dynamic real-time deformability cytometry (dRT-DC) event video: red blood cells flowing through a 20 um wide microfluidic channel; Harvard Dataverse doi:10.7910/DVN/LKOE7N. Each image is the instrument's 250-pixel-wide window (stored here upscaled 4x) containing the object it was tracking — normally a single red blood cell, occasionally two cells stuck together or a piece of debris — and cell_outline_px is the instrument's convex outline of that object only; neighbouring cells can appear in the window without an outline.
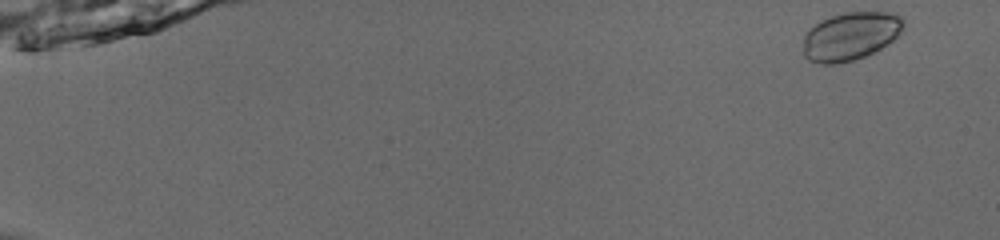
{"species": "common noctule bat (a hibernating species)", "species_latin": "Nyctalus noctula", "temperature_condition": "room temperature", "stored_images_in_passage": 52, "camera_frame_rate_fps": 3000, "um_per_image_px": 0.085, "animal": {"sex": "male", "body_mass_g": 13.0, "forearm_length_mm": 53.1}, "frame": {"image": 1, "passage_image": 1, "time_ms": 0.0, "image_size_px": [1000, 240], "cell_outline_px": [[904, 28], [892, 40], [880, 48], [864, 56], [852, 60], [836, 64], [820, 64], [808, 60], [804, 56], [804, 32], [808, 28], [820, 20], [832, 16], [848, 12], [896, 12], [904, 16]], "centroid_in_image_um": [72.28, 3.05], "position_along_channel_um": 12.7, "area_um2": 28.32}}
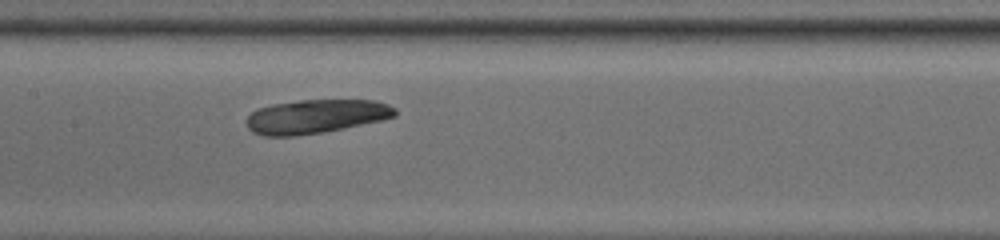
{"frame": {"image": 2, "passage_image": 27, "time_ms": 8.667, "image_size_px": [1000, 240], "cell_outline_px": [[396, 116], [380, 120], [344, 128], [324, 132], [292, 136], [264, 136], [252, 132], [248, 128], [248, 116], [256, 108], [272, 104], [300, 100], [376, 100], [388, 104], [396, 108]], "centroid_in_image_um": [26.84, 9.89], "position_along_channel_um": 180.6, "area_um2": 29.3}}
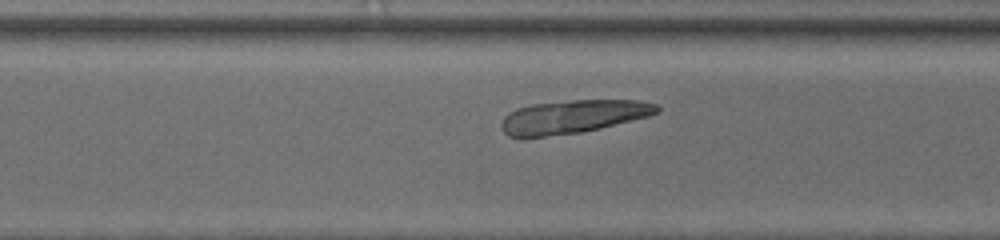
{"frame": {"image": 3, "passage_image": 38, "time_ms": 12.333, "image_size_px": [1000, 240], "cell_outline_px": [[660, 112], [648, 116], [580, 132], [524, 140], [520, 140], [508, 136], [500, 128], [500, 124], [504, 116], [508, 112], [516, 108], [532, 104], [572, 100], [636, 100], [656, 104], [660, 108]], "centroid_in_image_um": [48.57, 9.94], "position_along_channel_um": 322.0, "area_um2": 30.58}}